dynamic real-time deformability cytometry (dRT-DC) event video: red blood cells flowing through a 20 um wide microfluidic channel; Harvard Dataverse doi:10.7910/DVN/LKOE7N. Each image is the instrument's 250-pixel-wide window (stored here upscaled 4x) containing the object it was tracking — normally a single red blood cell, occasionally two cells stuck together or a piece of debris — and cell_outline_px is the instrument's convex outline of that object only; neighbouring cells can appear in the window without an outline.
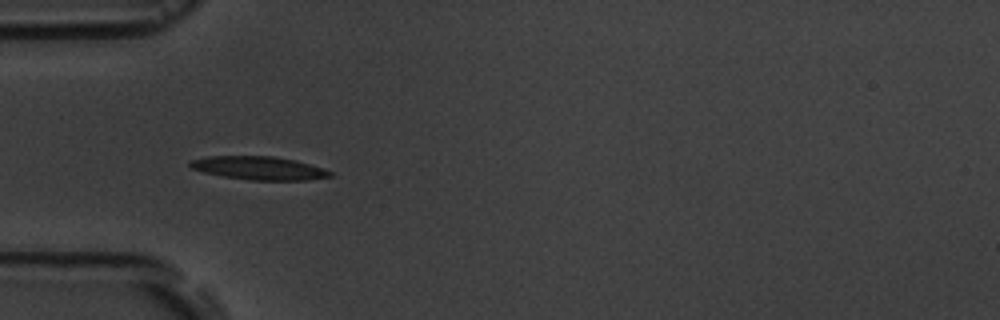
{"species": "common noctule bat (a hibernating species)", "species_latin": "Nyctalus noctula", "temperature_condition": "room temperature", "stored_images_in_passage": 6, "camera_frame_rate_fps": 3000, "um_per_image_px": 0.085, "animal": {"sex": "male", "body_mass_g": 19.5, "forearm_length_mm": 54.6}, "frame": {"image": 1, "passage_image": 5, "time_ms": 4.667, "image_size_px": [1000, 320], "cell_outline_px": [[332, 176], [308, 180], [248, 180], [224, 176], [204, 172], [192, 168], [188, 164], [188, 160], [208, 156], [272, 156], [296, 160], [332, 172]], "centroid_in_image_um": [21.97, 14.28], "position_along_channel_um": 63.0, "area_um2": 18.9}}
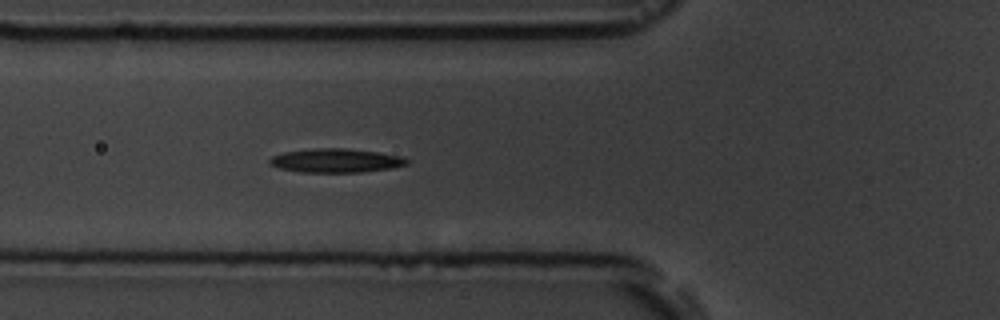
{"frame": {"image": 2, "passage_image": 6, "time_ms": 5.667, "image_size_px": [1000, 320], "cell_outline_px": [[408, 164], [392, 168], [360, 172], [300, 172], [280, 168], [268, 164], [268, 160], [272, 156], [284, 152], [312, 148], [344, 148], [376, 152], [404, 156], [408, 160]], "centroid_in_image_um": [28.54, 13.64], "position_along_channel_um": 97.3, "area_um2": 19.13}}